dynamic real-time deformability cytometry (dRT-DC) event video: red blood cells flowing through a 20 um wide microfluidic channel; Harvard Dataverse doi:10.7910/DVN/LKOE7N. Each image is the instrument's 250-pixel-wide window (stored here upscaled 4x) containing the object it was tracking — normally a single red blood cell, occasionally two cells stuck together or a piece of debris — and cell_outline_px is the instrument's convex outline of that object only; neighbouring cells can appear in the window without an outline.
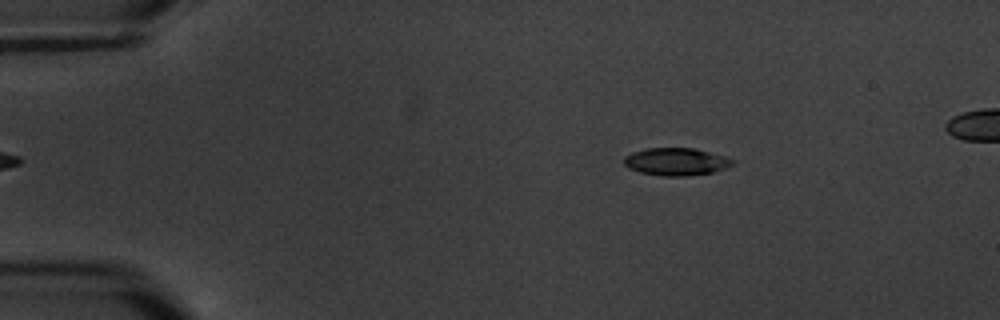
{"species": "common noctule bat (a hibernating species)", "species_latin": "Nyctalus noctula", "temperature_condition": "warm", "stored_images_in_passage": 3, "camera_frame_rate_fps": 3000, "um_per_image_px": 0.085, "animal": {"sex": "male", "body_mass_g": 20.1, "forearm_length_mm": 53.5}, "frame": {"image": 1, "passage_image": 3, "time_ms": 2.667, "image_size_px": [1000, 320], "cell_outline_px": [[736, 164], [712, 172], [684, 176], [664, 176], [640, 172], [628, 168], [624, 164], [624, 156], [632, 152], [648, 148], [692, 148], [724, 156], [736, 160]], "centroid_in_image_um": [57.46, 13.74], "position_along_channel_um": 27.5, "area_um2": 17.34}}